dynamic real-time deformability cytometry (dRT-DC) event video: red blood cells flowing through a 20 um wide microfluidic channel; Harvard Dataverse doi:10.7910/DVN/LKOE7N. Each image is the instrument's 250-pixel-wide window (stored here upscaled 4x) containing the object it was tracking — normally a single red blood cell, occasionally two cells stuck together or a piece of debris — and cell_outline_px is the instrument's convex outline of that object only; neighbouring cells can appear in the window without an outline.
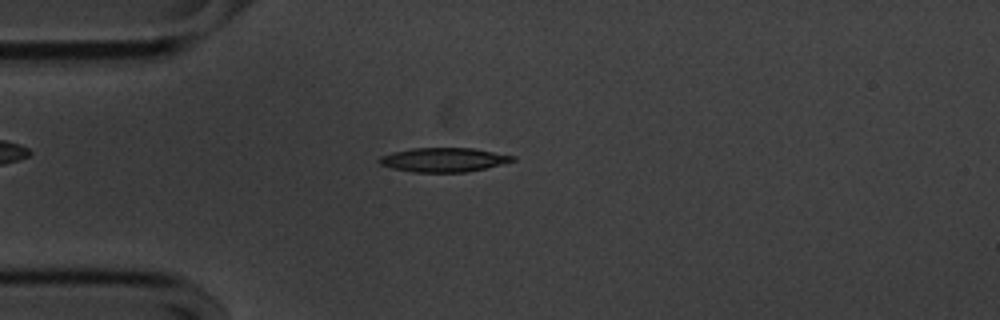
{"species": "common noctule bat (a hibernating species)", "species_latin": "Nyctalus noctula", "temperature_condition": "cold", "stored_images_in_passage": 54, "camera_frame_rate_fps": 3000, "um_per_image_px": 0.085, "animal": {"sex": "male", "body_mass_g": 20.1, "forearm_length_mm": 53.5}, "frame": {"image": 1, "passage_image": 13, "time_ms": 4.0, "image_size_px": [1000, 320], "cell_outline_px": [[516, 160], [484, 168], [464, 172], [412, 172], [392, 168], [380, 164], [376, 160], [380, 156], [392, 152], [412, 148], [472, 148], [516, 156]], "centroid_in_image_um": [37.66, 13.58], "position_along_channel_um": 47.3, "area_um2": 18.67}}
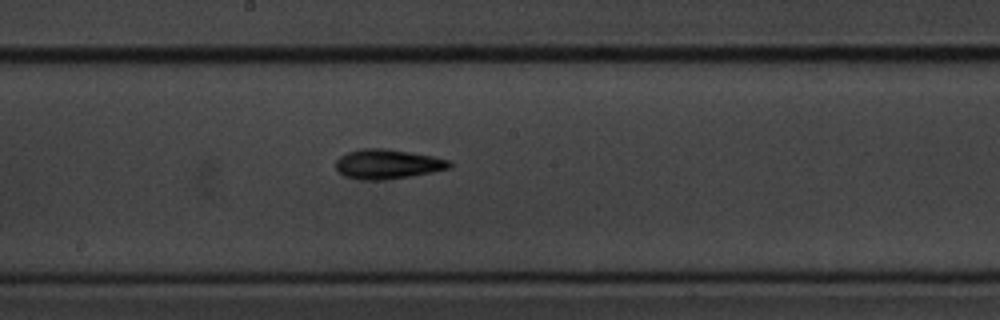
{"frame": {"image": 2, "passage_image": 28, "time_ms": 9.0, "image_size_px": [1000, 320], "cell_outline_px": [[452, 168], [412, 176], [384, 180], [360, 180], [344, 176], [336, 168], [336, 160], [340, 156], [348, 152], [360, 148], [384, 148], [432, 156], [448, 160], [452, 164]], "centroid_in_image_um": [32.93, 13.95], "position_along_channel_um": 215.3, "area_um2": 19.65}}
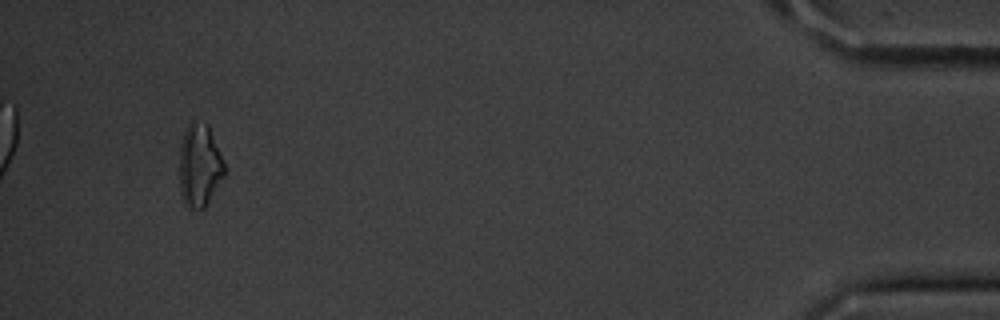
{"frame": {"image": 3, "passage_image": 51, "time_ms": 16.667, "image_size_px": [1000, 320], "cell_outline_px": [[224, 176], [204, 208], [192, 208], [184, 204], [180, 192], [180, 144], [184, 132], [188, 124], [208, 124], [224, 160]], "centroid_in_image_um": [16.96, 14.08], "position_along_channel_um": 418.2, "area_um2": 21.39}, "authors_computed_cell_mechanics": {"area_um2": 18.207, "velocity_mm_per_s": 3.599, "shape_relaxation_time_tau1_ms": 1.9379, "shape_relaxation_time_tau2_ms": 6.3084, "deformation_change_tau1": 0.1409, "deformation_change_tau2": 0.1773}}